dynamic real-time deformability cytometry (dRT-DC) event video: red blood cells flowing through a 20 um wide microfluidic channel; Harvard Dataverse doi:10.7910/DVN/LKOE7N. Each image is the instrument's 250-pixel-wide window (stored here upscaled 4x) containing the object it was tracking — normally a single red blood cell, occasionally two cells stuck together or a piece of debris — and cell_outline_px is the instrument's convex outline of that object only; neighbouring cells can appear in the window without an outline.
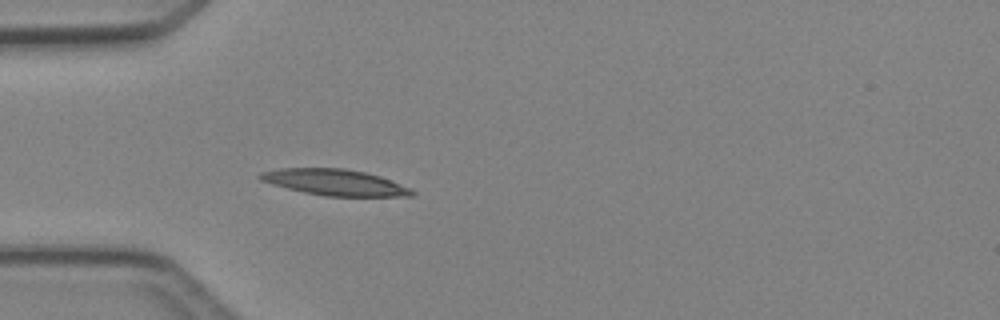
{"species": "Egyptian fruit bat (a non-hibernating species)", "species_latin": "Rousettus aegyptiacus", "temperature_condition": "cold", "stored_images_in_passage": 31, "camera_frame_rate_fps": 3000, "um_per_image_px": 0.085, "animal": {"sex": "female"}, "frame": {"image": 1, "passage_image": 1, "time_ms": 0.0, "image_size_px": [1000, 320], "cell_outline_px": [[416, 196], [324, 196], [304, 192], [272, 184], [260, 180], [256, 176], [260, 172], [280, 168], [344, 168], [364, 172], [380, 176], [412, 188], [416, 192]], "centroid_in_image_um": [28.48, 15.5], "position_along_channel_um": 56.5, "area_um2": 23.18}}
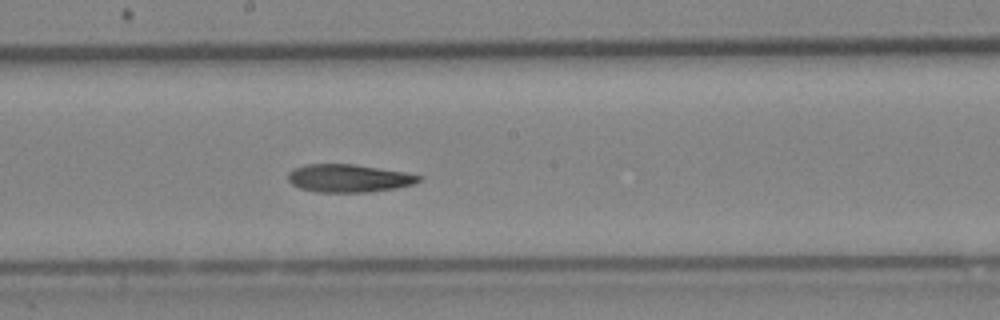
{"frame": {"image": 2, "passage_image": 13, "time_ms": 4.0, "image_size_px": [1000, 320], "cell_outline_px": [[424, 176], [420, 180], [412, 184], [396, 188], [368, 192], [316, 192], [300, 188], [292, 184], [288, 180], [288, 172], [296, 168], [308, 164], [352, 164], [404, 172]], "centroid_in_image_um": [29.64, 15.15], "position_along_channel_um": 218.6, "area_um2": 21.1}}
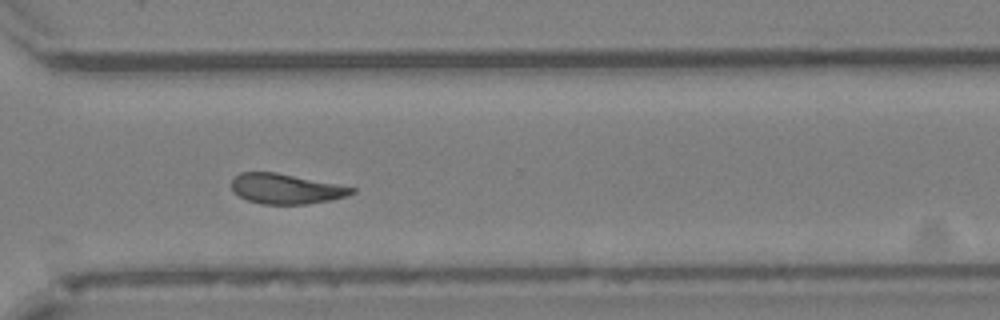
{"frame": {"image": 3, "passage_image": 22, "time_ms": 7.0, "image_size_px": [1000, 320], "cell_outline_px": [[356, 192], [348, 196], [332, 200], [304, 204], [260, 204], [248, 200], [240, 196], [232, 188], [232, 180], [240, 172], [276, 172], [356, 188]], "centroid_in_image_um": [24.33, 16.05], "position_along_channel_um": 346.3, "area_um2": 20.92}, "authors_computed_cell_mechanics": {"area_um2": 22.0218, "velocity_mm_per_s": 4.2291, "shape_relaxation_time_tau1_ms": 7.6345, "shape_relaxation_time_tau2_ms": null, "deformation_change_tau1": 0.2018, "deformation_change_tau2": null}}